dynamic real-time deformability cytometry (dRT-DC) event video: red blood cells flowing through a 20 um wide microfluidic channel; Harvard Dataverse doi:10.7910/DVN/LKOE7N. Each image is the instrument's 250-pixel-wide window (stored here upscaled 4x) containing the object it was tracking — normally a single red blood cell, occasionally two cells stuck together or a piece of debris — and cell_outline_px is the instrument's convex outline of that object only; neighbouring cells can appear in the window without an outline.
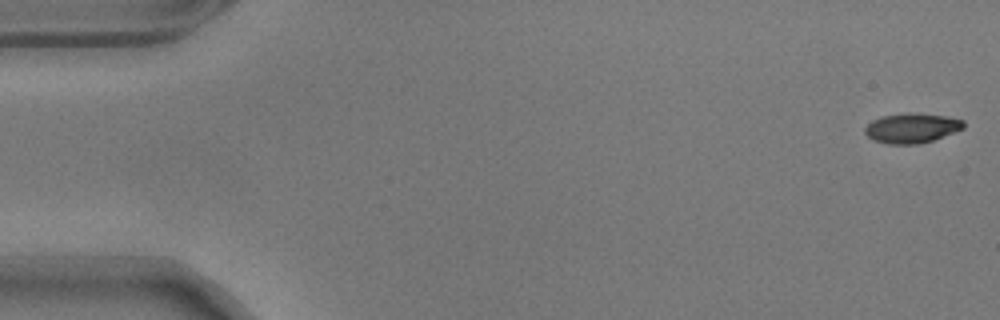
{"species": "common noctule bat (a hibernating species)", "species_latin": "Nyctalus noctula", "temperature_condition": "warm", "stored_images_in_passage": 18, "camera_frame_rate_fps": 3000, "um_per_image_px": 0.085, "animal": {"sex": "male", "body_mass_g": 17.9}, "frame": {"image": 1, "passage_image": 1, "time_ms": 0.0, "image_size_px": [1000, 320], "cell_outline_px": [[964, 128], [932, 140], [920, 144], [888, 144], [872, 140], [864, 132], [864, 128], [872, 120], [884, 116], [948, 116], [964, 120]], "centroid_in_image_um": [77.48, 10.95], "position_along_channel_um": 7.5, "area_um2": 16.18}}
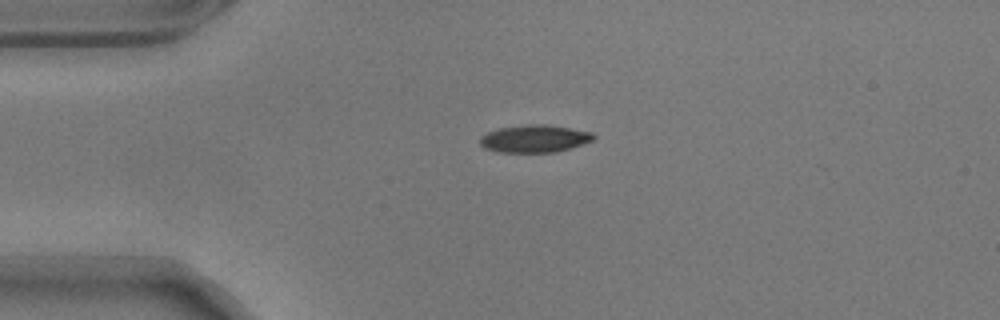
{"frame": {"image": 2, "passage_image": 13, "time_ms": 4.0, "image_size_px": [1000, 320], "cell_outline_px": [[596, 136], [592, 140], [556, 152], [500, 152], [484, 148], [480, 144], [480, 136], [488, 132], [500, 128], [536, 124], [568, 128], [592, 132]], "centroid_in_image_um": [45.4, 11.8], "position_along_channel_um": 39.6, "area_um2": 17.69}}